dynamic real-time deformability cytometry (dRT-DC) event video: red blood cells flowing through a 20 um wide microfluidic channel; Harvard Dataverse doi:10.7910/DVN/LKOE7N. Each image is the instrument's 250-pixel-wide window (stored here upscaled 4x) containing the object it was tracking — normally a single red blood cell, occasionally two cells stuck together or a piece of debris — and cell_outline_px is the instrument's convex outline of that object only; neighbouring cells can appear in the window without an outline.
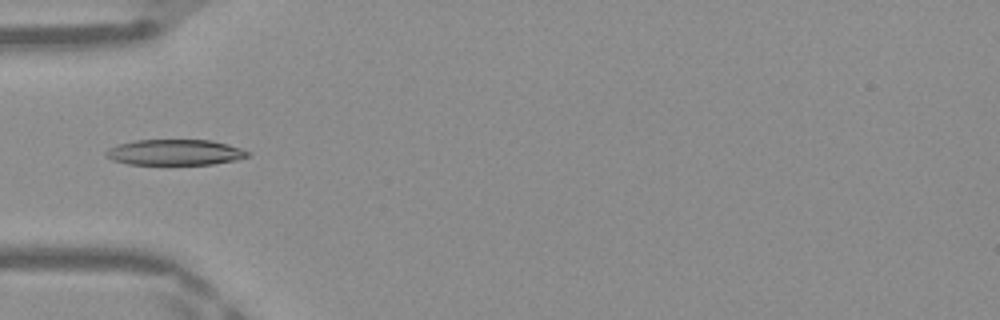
{"species": "Egyptian fruit bat (a non-hibernating species)", "species_latin": "Rousettus aegyptiacus", "temperature_condition": "warm", "stored_images_in_passage": 33, "camera_frame_rate_fps": 3000, "um_per_image_px": 0.085, "frame": {"image": 1, "passage_image": 1, "time_ms": 0.0, "image_size_px": [1000, 320], "cell_outline_px": [[248, 156], [236, 160], [212, 164], [128, 164], [112, 160], [104, 156], [104, 152], [108, 148], [120, 144], [136, 140], [212, 140], [228, 144], [240, 148], [248, 152]], "centroid_in_image_um": [14.83, 12.95], "position_along_channel_um": 70.2, "area_um2": 21.15}}
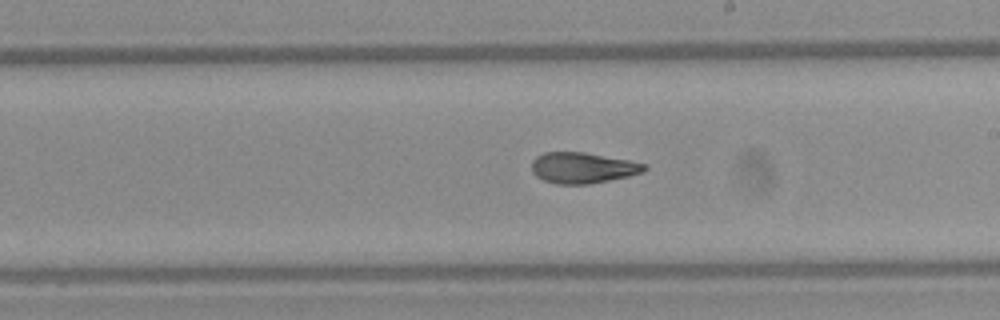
{"frame": {"image": 2, "passage_image": 13, "time_ms": 4.0, "image_size_px": [1000, 320], "cell_outline_px": [[648, 168], [644, 172], [628, 176], [588, 184], [556, 184], [544, 180], [536, 176], [532, 172], [532, 160], [536, 156], [544, 152], [584, 152], [628, 160], [648, 164]], "centroid_in_image_um": [49.53, 14.26], "position_along_channel_um": 239.5, "area_um2": 20.29}}
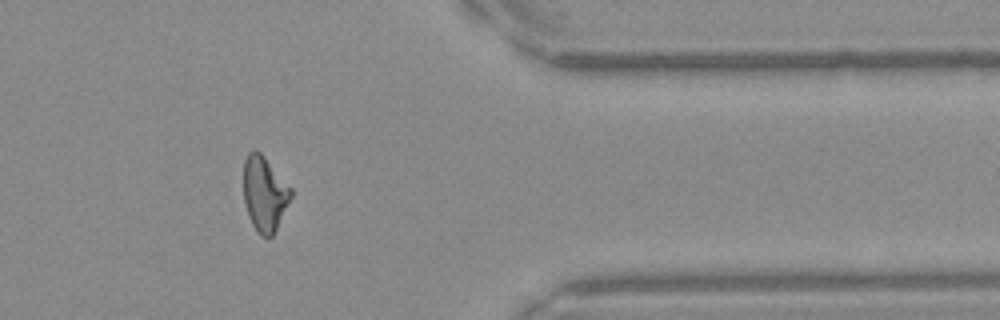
{"frame": {"image": 3, "passage_image": 25, "time_ms": 8.0, "image_size_px": [1000, 320], "cell_outline_px": [[292, 196], [272, 236], [260, 236], [252, 224], [248, 216], [244, 200], [244, 160], [248, 152], [252, 148], [256, 148], [264, 156], [292, 188]], "centroid_in_image_um": [22.47, 16.42], "position_along_channel_um": 388.9, "area_um2": 20.63}, "authors_computed_cell_mechanics": {"area_um2": 20.7502, "velocity_mm_per_s": 4.2057, "shape_relaxation_time_tau1_ms": null, "shape_relaxation_time_tau2_ms": 1.7126, "deformation_change_tau1": null, "deformation_change_tau2": 0.0753}}